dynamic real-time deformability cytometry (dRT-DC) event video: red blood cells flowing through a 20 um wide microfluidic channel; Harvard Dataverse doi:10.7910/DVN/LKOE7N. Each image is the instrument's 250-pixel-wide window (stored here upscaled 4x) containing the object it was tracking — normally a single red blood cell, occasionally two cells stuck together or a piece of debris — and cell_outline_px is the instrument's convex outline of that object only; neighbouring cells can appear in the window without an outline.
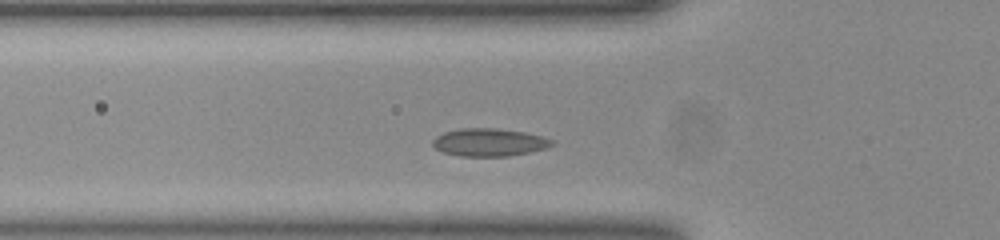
{"species": "common noctule bat (a hibernating species)", "species_latin": "Nyctalus noctula", "temperature_condition": "room temperature", "stored_images_in_passage": 28, "camera_frame_rate_fps": 3000, "um_per_image_px": 0.085, "animal": {"sex": "female", "body_mass_g": 23.0, "forearm_length_mm": 53.4}, "frame": {"image": 1, "passage_image": 2, "time_ms": 0.333, "image_size_px": [1000, 240], "cell_outline_px": [[556, 144], [548, 148], [508, 156], [460, 156], [444, 152], [436, 148], [432, 144], [432, 140], [436, 136], [444, 132], [460, 128], [496, 128], [524, 132], [544, 136], [556, 140]], "centroid_in_image_um": [41.64, 12.09], "position_along_channel_um": 84.2, "area_um2": 19.48}}
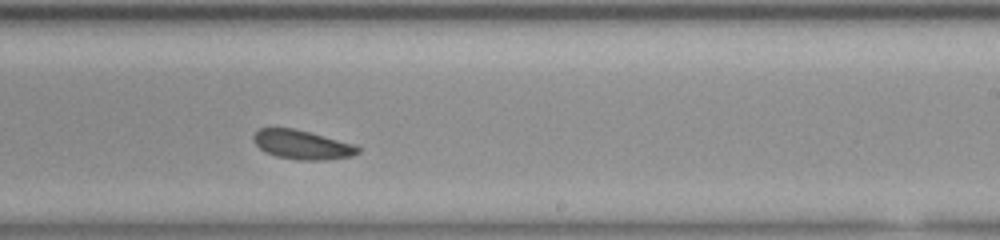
{"frame": {"image": 2, "passage_image": 16, "time_ms": 5.0, "image_size_px": [1000, 240], "cell_outline_px": [[360, 152], [352, 156], [324, 160], [300, 160], [276, 156], [264, 152], [252, 140], [252, 136], [260, 128], [292, 128], [356, 144], [360, 148]], "centroid_in_image_um": [25.69, 12.31], "position_along_channel_um": 263.3, "area_um2": 17.69}}
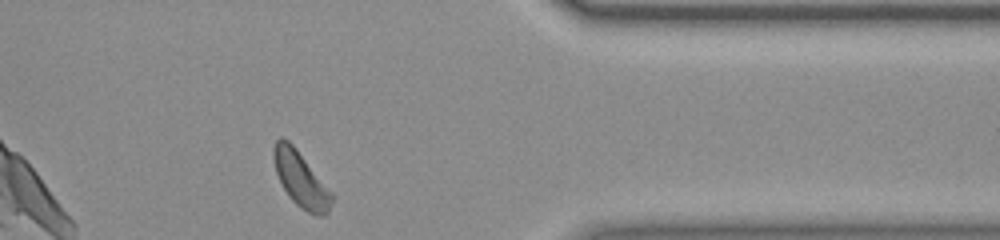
{"frame": {"image": 3, "passage_image": 27, "time_ms": 8.667, "image_size_px": [1000, 240], "cell_outline_px": [[332, 200], [328, 212], [324, 216], [316, 216], [300, 208], [288, 196], [276, 172], [272, 156], [272, 148], [276, 140], [280, 136], [288, 140], [296, 148], [332, 192]], "centroid_in_image_um": [25.55, 15.23], "position_along_channel_um": 385.9, "area_um2": 18.67}}